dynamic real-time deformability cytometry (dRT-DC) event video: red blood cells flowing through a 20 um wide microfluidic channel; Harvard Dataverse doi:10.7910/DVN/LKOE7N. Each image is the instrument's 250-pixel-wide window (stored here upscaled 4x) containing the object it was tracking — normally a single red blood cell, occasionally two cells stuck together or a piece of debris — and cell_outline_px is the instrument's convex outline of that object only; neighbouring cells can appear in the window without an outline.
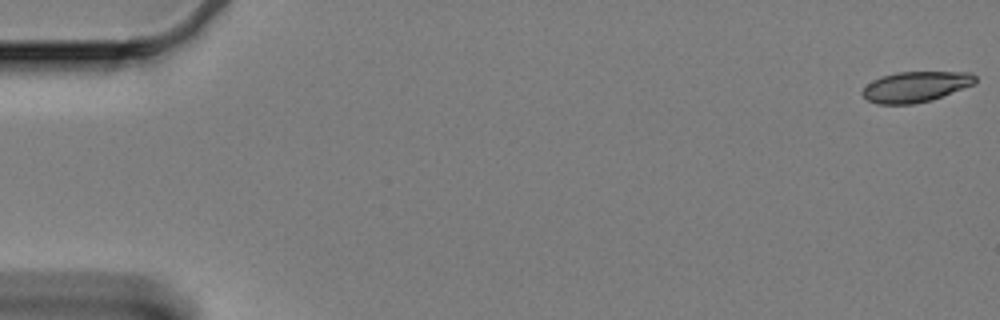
{"species": "Egyptian fruit bat (a non-hibernating species)", "species_latin": "Rousettus aegyptiacus", "temperature_condition": "cold", "stored_images_in_passage": 3, "camera_frame_rate_fps": 3000, "um_per_image_px": 0.085, "animal": {"sex": "female"}, "frame": {"image": 1, "passage_image": 1, "time_ms": 0.0, "image_size_px": [1000, 320], "cell_outline_px": [[976, 80], [972, 84], [932, 100], [912, 104], [876, 104], [868, 100], [860, 92], [872, 80], [880, 76], [896, 72], [972, 72], [976, 76]], "centroid_in_image_um": [77.79, 7.37], "position_along_channel_um": 7.2, "area_um2": 20.0}}